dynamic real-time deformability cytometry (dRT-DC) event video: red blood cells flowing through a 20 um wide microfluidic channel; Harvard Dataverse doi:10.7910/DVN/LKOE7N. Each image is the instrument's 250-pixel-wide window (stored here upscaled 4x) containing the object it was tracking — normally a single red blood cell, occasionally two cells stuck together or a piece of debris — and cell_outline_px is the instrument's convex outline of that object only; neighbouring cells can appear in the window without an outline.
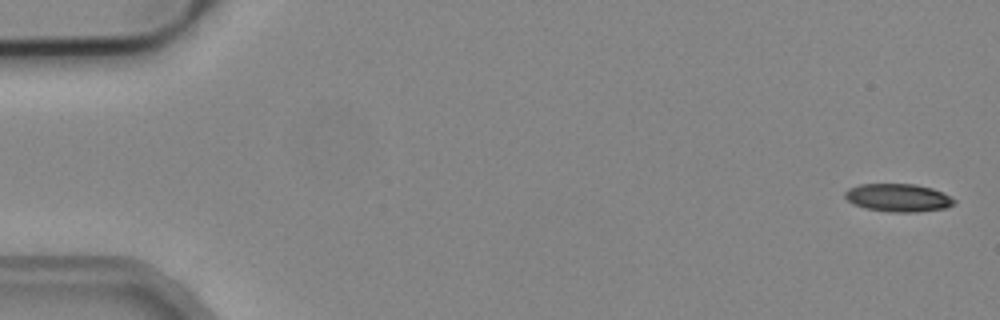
{"species": "common noctule bat (a hibernating species)", "species_latin": "Nyctalus noctula", "temperature_condition": "cold", "stored_images_in_passage": 5, "camera_frame_rate_fps": 3000, "um_per_image_px": 0.085, "animal": {"sex": "male", "body_mass_g": 19.2, "forearm_length_mm": 51.8}, "frame": {"image": 1, "passage_image": 1, "time_ms": 0.0, "image_size_px": [1000, 320], "cell_outline_px": [[956, 204], [944, 208], [916, 212], [892, 212], [864, 208], [848, 200], [844, 196], [844, 192], [848, 188], [860, 184], [916, 184], [932, 188], [956, 200]], "centroid_in_image_um": [76.33, 16.8], "position_along_channel_um": 8.7, "area_um2": 17.69}}
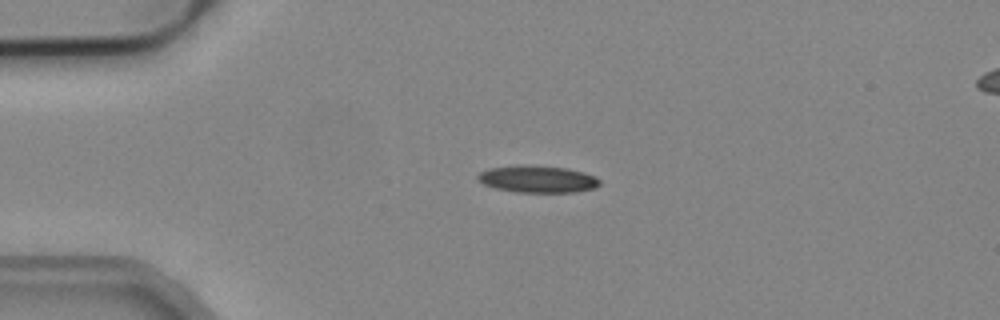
{"frame": {"image": 2, "passage_image": 4, "time_ms": 1.0, "image_size_px": [1000, 320], "cell_outline_px": [[600, 184], [592, 188], [576, 192], [516, 192], [496, 188], [484, 184], [476, 176], [480, 172], [488, 168], [516, 164], [528, 164], [568, 168], [584, 172], [596, 176], [600, 180]], "centroid_in_image_um": [45.69, 15.2], "position_along_channel_um": 39.3, "area_um2": 19.42}}